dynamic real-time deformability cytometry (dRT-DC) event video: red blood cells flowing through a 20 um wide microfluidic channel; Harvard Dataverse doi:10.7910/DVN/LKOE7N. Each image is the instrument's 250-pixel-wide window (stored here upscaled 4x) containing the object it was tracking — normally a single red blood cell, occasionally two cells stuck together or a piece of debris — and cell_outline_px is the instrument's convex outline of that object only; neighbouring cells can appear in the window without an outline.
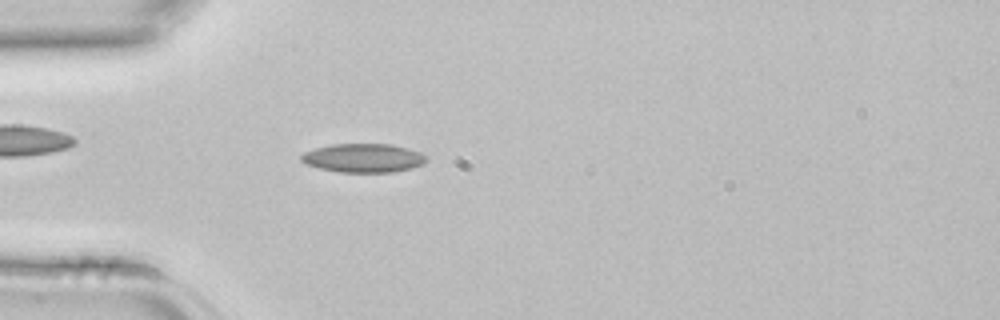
{"species": "common noctule bat (a hibernating species)", "species_latin": "Nyctalus noctula", "temperature_condition": "room temperature", "stored_images_in_passage": 3, "camera_frame_rate_fps": 3000, "um_per_image_px": 0.085, "animal": {"sex": "female", "body_mass_g": 22.7, "forearm_length_mm": 54.2}, "frame": {"image": 1, "passage_image": 3, "time_ms": 0.667, "image_size_px": [1000, 320], "cell_outline_px": [[428, 160], [424, 164], [412, 168], [392, 172], [340, 172], [320, 168], [304, 164], [300, 160], [300, 156], [304, 152], [316, 148], [332, 144], [392, 144], [408, 148], [420, 152]], "centroid_in_image_um": [30.88, 13.43], "position_along_channel_um": 54.1, "area_um2": 21.04}}